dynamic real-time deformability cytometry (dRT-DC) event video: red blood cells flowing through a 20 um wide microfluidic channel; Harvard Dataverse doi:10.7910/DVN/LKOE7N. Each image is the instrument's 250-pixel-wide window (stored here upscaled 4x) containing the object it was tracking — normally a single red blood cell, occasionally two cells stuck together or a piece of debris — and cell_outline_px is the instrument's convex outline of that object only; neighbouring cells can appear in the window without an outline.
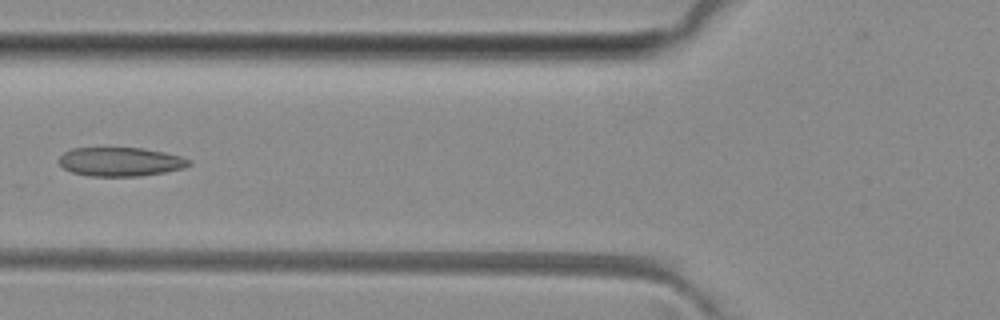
{"species": "common noctule bat (a hibernating species)", "species_latin": "Nyctalus noctula", "temperature_condition": "room temperature", "stored_images_in_passage": 5, "camera_frame_rate_fps": 3000, "um_per_image_px": 0.085, "animal": {"sex": "female", "body_mass_g": 29.2, "forearm_length_mm": 56.3}, "frame": {"image": 1, "passage_image": 5, "time_ms": 5.667, "image_size_px": [1000, 320], "cell_outline_px": [[192, 164], [184, 168], [164, 172], [140, 176], [88, 176], [72, 172], [64, 168], [60, 164], [60, 156], [64, 152], [72, 148], [144, 148], [164, 152], [180, 156], [192, 160]], "centroid_in_image_um": [10.26, 13.75], "position_along_channel_um": 115.5, "area_um2": 21.91}}